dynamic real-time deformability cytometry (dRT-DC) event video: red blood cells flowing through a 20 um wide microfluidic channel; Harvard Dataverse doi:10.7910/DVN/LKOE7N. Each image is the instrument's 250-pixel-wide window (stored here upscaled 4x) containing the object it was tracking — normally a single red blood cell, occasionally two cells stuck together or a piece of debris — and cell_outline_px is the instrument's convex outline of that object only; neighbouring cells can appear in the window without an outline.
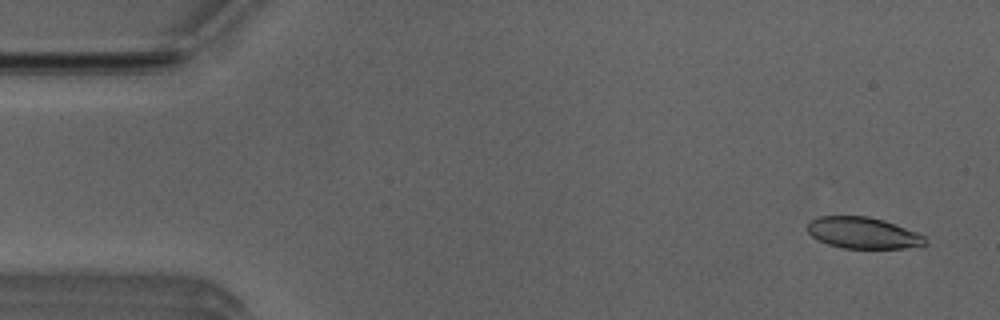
{"species": "Egyptian fruit bat (a non-hibernating species)", "species_latin": "Rousettus aegyptiacus", "temperature_condition": "room temperature", "stored_images_in_passage": 51, "camera_frame_rate_fps": 3000, "um_per_image_px": 0.085, "animal": {"sex": "male"}, "frame": {"image": 1, "passage_image": 2, "time_ms": 0.333, "image_size_px": [1000, 320], "cell_outline_px": [[928, 244], [904, 248], [844, 248], [828, 244], [812, 236], [808, 232], [808, 224], [816, 216], [868, 216], [884, 220], [916, 232], [924, 236], [928, 240]], "centroid_in_image_um": [73.37, 19.79], "position_along_channel_um": 11.6, "area_um2": 21.39}}
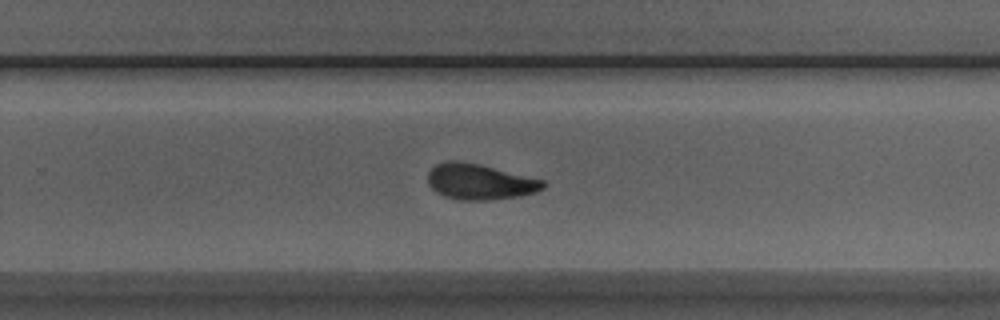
{"frame": {"image": 2, "passage_image": 32, "time_ms": 10.333, "image_size_px": [1000, 320], "cell_outline_px": [[548, 184], [544, 188], [536, 192], [520, 196], [492, 200], [460, 200], [444, 196], [436, 192], [428, 184], [428, 172], [436, 164], [452, 160], [460, 160], [480, 164], [544, 180]], "centroid_in_image_um": [40.8, 15.45], "position_along_channel_um": 289.0, "area_um2": 24.16}}
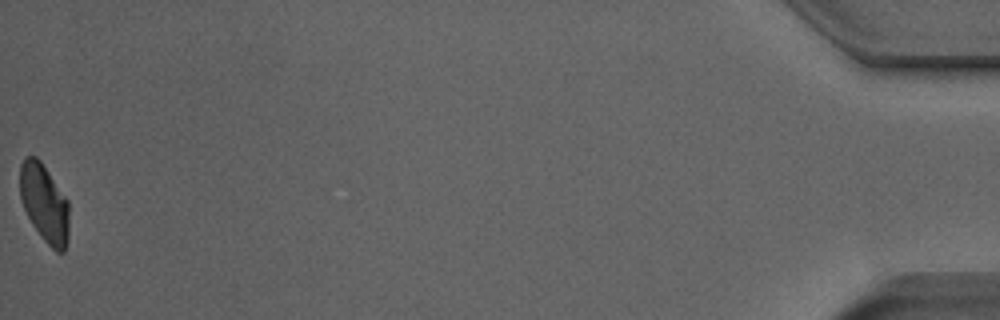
{"frame": {"image": 3, "passage_image": 51, "time_ms": 16.667, "image_size_px": [1000, 320], "cell_outline_px": [[68, 240], [64, 252], [56, 252], [40, 236], [32, 224], [20, 200], [20, 164], [24, 156], [36, 156], [40, 160], [68, 200]], "centroid_in_image_um": [3.76, 17.27], "position_along_channel_um": 431.4, "area_um2": 22.43}, "authors_computed_cell_mechanics": {"area_um2": 23.7558, "velocity_mm_per_s": 3.937, "shape_relaxation_time_tau1_ms": 4.3338, "shape_relaxation_time_tau2_ms": 2.2666, "deformation_change_tau1": 0.132, "deformation_change_tau2": 0.0779}}